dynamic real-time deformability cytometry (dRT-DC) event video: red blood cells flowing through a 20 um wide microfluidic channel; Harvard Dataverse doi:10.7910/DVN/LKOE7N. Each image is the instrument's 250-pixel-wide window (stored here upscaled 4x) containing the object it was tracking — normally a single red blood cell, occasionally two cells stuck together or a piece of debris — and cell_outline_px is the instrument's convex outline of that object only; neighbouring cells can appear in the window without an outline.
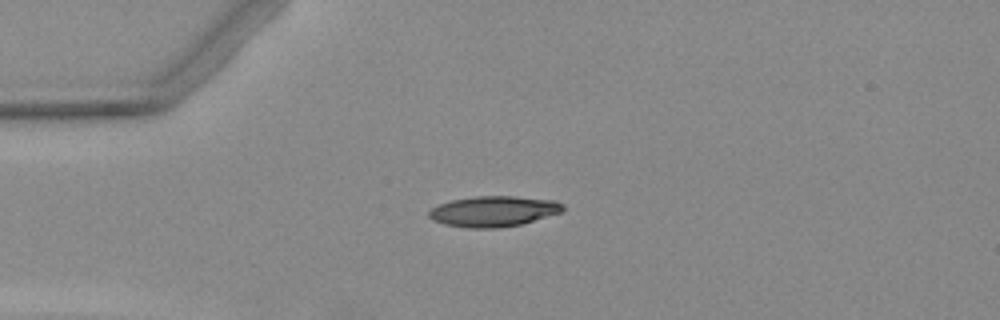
{"species": "Egyptian fruit bat (a non-hibernating species)", "species_latin": "Rousettus aegyptiacus", "temperature_condition": "warm", "stored_images_in_passage": 2, "camera_frame_rate_fps": 3000, "um_per_image_px": 0.085, "animal": {"sex": "female"}, "frame": {"image": 1, "passage_image": 1, "time_ms": 0.0, "image_size_px": [1000, 320], "cell_outline_px": [[564, 212], [520, 224], [500, 228], [468, 228], [444, 224], [432, 220], [428, 216], [428, 212], [432, 208], [440, 204], [452, 200], [476, 196], [516, 196], [556, 200], [564, 204]], "centroid_in_image_um": [41.99, 17.96], "position_along_channel_um": 43.0, "area_um2": 24.04}}